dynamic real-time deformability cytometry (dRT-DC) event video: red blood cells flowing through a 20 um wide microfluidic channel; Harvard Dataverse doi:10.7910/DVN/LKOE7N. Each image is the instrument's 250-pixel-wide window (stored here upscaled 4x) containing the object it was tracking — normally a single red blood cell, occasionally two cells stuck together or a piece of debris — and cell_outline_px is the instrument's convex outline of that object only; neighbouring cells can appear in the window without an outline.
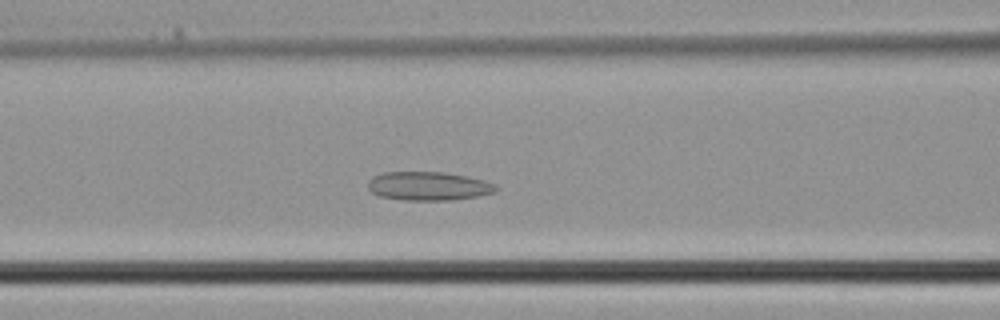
{"species": "common noctule bat (a hibernating species)", "species_latin": "Nyctalus noctula", "temperature_condition": "cold", "stored_images_in_passage": 35, "camera_frame_rate_fps": 3000, "um_per_image_px": 0.085, "animal": {"sex": "male", "body_mass_g": 21.5, "forearm_length_mm": 52.0}, "frame": {"image": 1, "passage_image": 12, "time_ms": 3.667, "image_size_px": [1000, 320], "cell_outline_px": [[496, 192], [476, 196], [452, 200], [404, 200], [380, 196], [372, 192], [368, 188], [368, 180], [372, 176], [384, 172], [444, 172], [468, 176], [484, 180], [496, 184]], "centroid_in_image_um": [36.41, 15.81], "position_along_channel_um": 130.2, "area_um2": 21.44}}
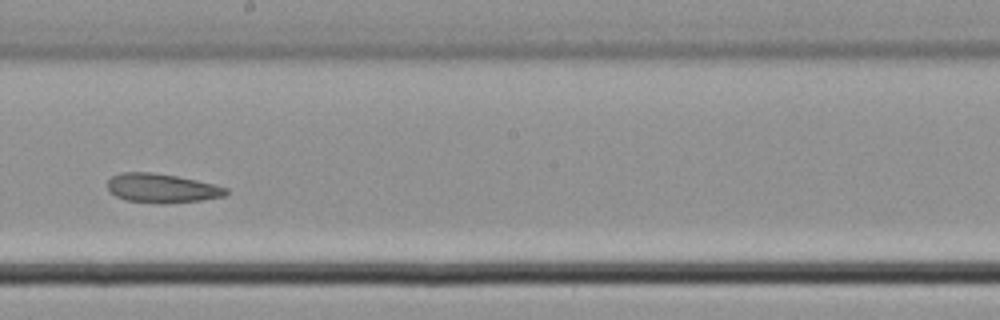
{"frame": {"image": 2, "passage_image": 18, "time_ms": 5.667, "image_size_px": [1000, 320], "cell_outline_px": [[228, 192], [224, 196], [200, 200], [164, 204], [160, 204], [124, 200], [108, 192], [108, 180], [112, 176], [120, 172], [152, 172], [176, 176], [196, 180], [228, 188]], "centroid_in_image_um": [13.71, 16.0], "position_along_channel_um": 234.5, "area_um2": 20.17}}
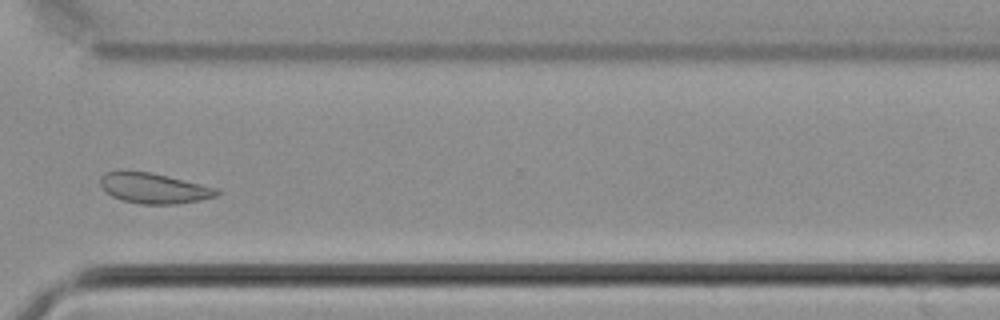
{"frame": {"image": 3, "passage_image": 25, "time_ms": 8.0, "image_size_px": [1000, 320], "cell_outline_px": [[224, 192], [220, 196], [200, 200], [176, 204], [140, 204], [124, 200], [112, 196], [100, 184], [100, 176], [116, 168], [120, 168], [148, 172], [168, 176], [220, 188]], "centroid_in_image_um": [13.13, 15.97], "position_along_channel_um": 357.5, "area_um2": 21.15}}